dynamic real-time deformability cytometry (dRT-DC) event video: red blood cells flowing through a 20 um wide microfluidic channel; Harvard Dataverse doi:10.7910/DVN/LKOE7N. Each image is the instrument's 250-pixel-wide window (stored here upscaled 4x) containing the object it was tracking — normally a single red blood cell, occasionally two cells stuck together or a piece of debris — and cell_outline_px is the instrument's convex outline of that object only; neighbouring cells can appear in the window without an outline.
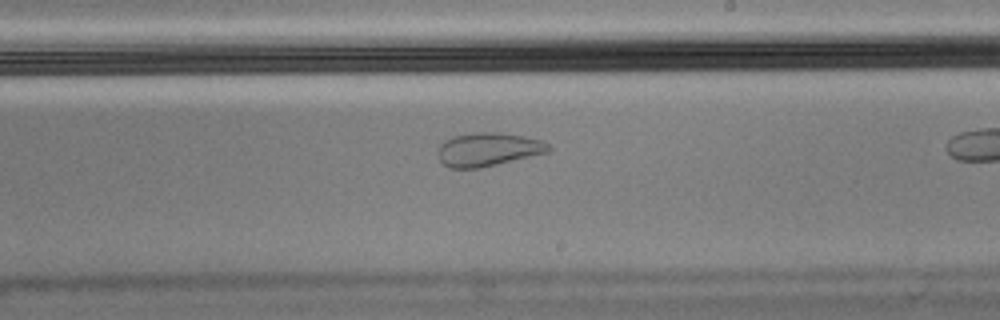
{"species": "Egyptian fruit bat (a non-hibernating species)", "species_latin": "Rousettus aegyptiacus", "temperature_condition": "cold", "stored_images_in_passage": 35, "camera_frame_rate_fps": 3000, "um_per_image_px": 0.085, "animal": {"sex": "male"}, "frame": {"image": 1, "passage_image": 30, "time_ms": 9.667, "image_size_px": [1000, 320], "cell_outline_px": [[552, 148], [548, 152], [480, 168], [448, 168], [440, 160], [440, 144], [444, 140], [452, 136], [472, 132], [500, 132], [524, 136], [540, 140], [548, 144]], "centroid_in_image_um": [41.49, 12.69], "position_along_channel_um": 247.5, "area_um2": 21.5}}